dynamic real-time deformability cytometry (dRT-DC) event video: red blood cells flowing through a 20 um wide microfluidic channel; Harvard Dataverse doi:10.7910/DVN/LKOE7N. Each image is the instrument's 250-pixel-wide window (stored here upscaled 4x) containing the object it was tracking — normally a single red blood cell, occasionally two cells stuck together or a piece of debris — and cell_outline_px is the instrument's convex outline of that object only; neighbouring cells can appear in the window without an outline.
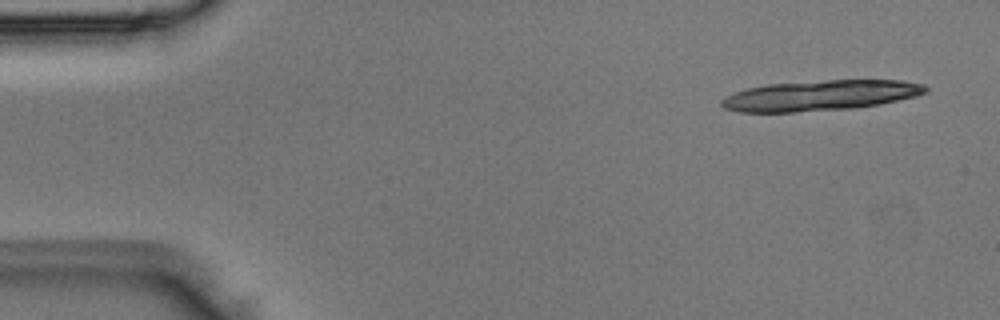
{"species": "Egyptian fruit bat (a non-hibernating species)", "species_latin": "Rousettus aegyptiacus", "temperature_condition": "room temperature", "stored_images_in_passage": 18, "camera_frame_rate_fps": 3000, "um_per_image_px": 0.085, "animal": {"sex": "male"}, "frame": {"image": 1, "passage_image": 3, "time_ms": 0.667, "image_size_px": [1000, 320], "cell_outline_px": [[928, 92], [916, 96], [880, 104], [852, 108], [792, 112], [740, 112], [724, 108], [720, 104], [720, 100], [724, 96], [748, 88], [764, 84], [828, 80], [900, 80], [924, 84], [928, 88]], "centroid_in_image_um": [69.72, 8.11], "position_along_channel_um": 15.3, "area_um2": 36.18}}
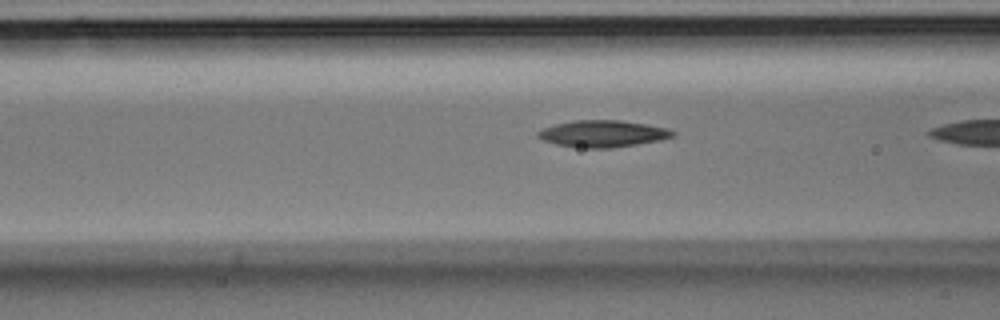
{"frame": {"image": 2, "passage_image": 17, "time_ms": 5.333, "image_size_px": [1000, 320], "cell_outline_px": [[676, 136], [660, 140], [612, 148], [584, 148], [556, 144], [544, 140], [536, 136], [536, 132], [544, 128], [556, 124], [572, 120], [620, 120], [648, 124], [668, 128], [676, 132]], "centroid_in_image_um": [51.27, 11.36], "position_along_channel_um": 115.3, "area_um2": 21.1}}